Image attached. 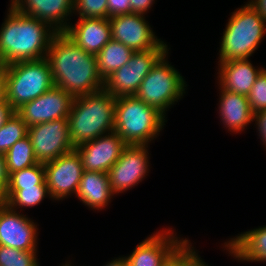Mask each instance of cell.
<instances>
[{
    "instance_id": "6da1fadb",
    "label": "cell",
    "mask_w": 266,
    "mask_h": 266,
    "mask_svg": "<svg viewBox=\"0 0 266 266\" xmlns=\"http://www.w3.org/2000/svg\"><path fill=\"white\" fill-rule=\"evenodd\" d=\"M46 59L55 86L73 97L93 94L104 89L96 56L80 48L64 32L52 38Z\"/></svg>"
},
{
    "instance_id": "7a4b0ae2",
    "label": "cell",
    "mask_w": 266,
    "mask_h": 266,
    "mask_svg": "<svg viewBox=\"0 0 266 266\" xmlns=\"http://www.w3.org/2000/svg\"><path fill=\"white\" fill-rule=\"evenodd\" d=\"M8 12L0 28V57L5 66L46 58L57 31L48 23L20 13L11 6Z\"/></svg>"
},
{
    "instance_id": "3957f363",
    "label": "cell",
    "mask_w": 266,
    "mask_h": 266,
    "mask_svg": "<svg viewBox=\"0 0 266 266\" xmlns=\"http://www.w3.org/2000/svg\"><path fill=\"white\" fill-rule=\"evenodd\" d=\"M116 100L105 89L74 97L68 115L69 136L74 148L114 131Z\"/></svg>"
},
{
    "instance_id": "277c9868",
    "label": "cell",
    "mask_w": 266,
    "mask_h": 266,
    "mask_svg": "<svg viewBox=\"0 0 266 266\" xmlns=\"http://www.w3.org/2000/svg\"><path fill=\"white\" fill-rule=\"evenodd\" d=\"M166 117L135 95L117 97L114 131L127 145H148L160 134Z\"/></svg>"
},
{
    "instance_id": "5b68a950",
    "label": "cell",
    "mask_w": 266,
    "mask_h": 266,
    "mask_svg": "<svg viewBox=\"0 0 266 266\" xmlns=\"http://www.w3.org/2000/svg\"><path fill=\"white\" fill-rule=\"evenodd\" d=\"M265 23L248 2L232 12L220 42L218 63L249 59L265 36Z\"/></svg>"
},
{
    "instance_id": "8992f818",
    "label": "cell",
    "mask_w": 266,
    "mask_h": 266,
    "mask_svg": "<svg viewBox=\"0 0 266 266\" xmlns=\"http://www.w3.org/2000/svg\"><path fill=\"white\" fill-rule=\"evenodd\" d=\"M6 101L14 111L54 86L46 58L19 61L4 67Z\"/></svg>"
},
{
    "instance_id": "52a82bcc",
    "label": "cell",
    "mask_w": 266,
    "mask_h": 266,
    "mask_svg": "<svg viewBox=\"0 0 266 266\" xmlns=\"http://www.w3.org/2000/svg\"><path fill=\"white\" fill-rule=\"evenodd\" d=\"M166 53L143 79L135 96L156 108L164 116L166 111L185 94L187 84Z\"/></svg>"
},
{
    "instance_id": "ba28073f",
    "label": "cell",
    "mask_w": 266,
    "mask_h": 266,
    "mask_svg": "<svg viewBox=\"0 0 266 266\" xmlns=\"http://www.w3.org/2000/svg\"><path fill=\"white\" fill-rule=\"evenodd\" d=\"M169 49L135 51L130 60L105 80L104 89L114 97L135 95L143 79Z\"/></svg>"
},
{
    "instance_id": "9c48e42d",
    "label": "cell",
    "mask_w": 266,
    "mask_h": 266,
    "mask_svg": "<svg viewBox=\"0 0 266 266\" xmlns=\"http://www.w3.org/2000/svg\"><path fill=\"white\" fill-rule=\"evenodd\" d=\"M45 182L52 200H63L77 193L84 168L76 149L44 163Z\"/></svg>"
},
{
    "instance_id": "30bf717a",
    "label": "cell",
    "mask_w": 266,
    "mask_h": 266,
    "mask_svg": "<svg viewBox=\"0 0 266 266\" xmlns=\"http://www.w3.org/2000/svg\"><path fill=\"white\" fill-rule=\"evenodd\" d=\"M28 136L39 163L53 161L75 149L69 136L68 118L30 126Z\"/></svg>"
},
{
    "instance_id": "8fae6325",
    "label": "cell",
    "mask_w": 266,
    "mask_h": 266,
    "mask_svg": "<svg viewBox=\"0 0 266 266\" xmlns=\"http://www.w3.org/2000/svg\"><path fill=\"white\" fill-rule=\"evenodd\" d=\"M112 40L121 42L135 51L170 49L158 39L142 14H125L109 18Z\"/></svg>"
},
{
    "instance_id": "7c38bea8",
    "label": "cell",
    "mask_w": 266,
    "mask_h": 266,
    "mask_svg": "<svg viewBox=\"0 0 266 266\" xmlns=\"http://www.w3.org/2000/svg\"><path fill=\"white\" fill-rule=\"evenodd\" d=\"M148 145H127L107 172L112 192L123 193L142 182L149 173Z\"/></svg>"
},
{
    "instance_id": "4fadbf2b",
    "label": "cell",
    "mask_w": 266,
    "mask_h": 266,
    "mask_svg": "<svg viewBox=\"0 0 266 266\" xmlns=\"http://www.w3.org/2000/svg\"><path fill=\"white\" fill-rule=\"evenodd\" d=\"M74 97L63 89L53 86L36 99L23 104L15 112L30 126L68 118Z\"/></svg>"
},
{
    "instance_id": "5bb4252c",
    "label": "cell",
    "mask_w": 266,
    "mask_h": 266,
    "mask_svg": "<svg viewBox=\"0 0 266 266\" xmlns=\"http://www.w3.org/2000/svg\"><path fill=\"white\" fill-rule=\"evenodd\" d=\"M38 228L33 220L9 208L0 205V245L22 251H37Z\"/></svg>"
},
{
    "instance_id": "9a60e30c",
    "label": "cell",
    "mask_w": 266,
    "mask_h": 266,
    "mask_svg": "<svg viewBox=\"0 0 266 266\" xmlns=\"http://www.w3.org/2000/svg\"><path fill=\"white\" fill-rule=\"evenodd\" d=\"M127 144L115 132L103 134L75 149L82 159L84 171L108 172Z\"/></svg>"
},
{
    "instance_id": "2e32d148",
    "label": "cell",
    "mask_w": 266,
    "mask_h": 266,
    "mask_svg": "<svg viewBox=\"0 0 266 266\" xmlns=\"http://www.w3.org/2000/svg\"><path fill=\"white\" fill-rule=\"evenodd\" d=\"M175 231L161 230L139 243L129 256L125 257L131 266H162L165 261L187 240L176 237ZM179 238V239H178Z\"/></svg>"
},
{
    "instance_id": "e0dca14e",
    "label": "cell",
    "mask_w": 266,
    "mask_h": 266,
    "mask_svg": "<svg viewBox=\"0 0 266 266\" xmlns=\"http://www.w3.org/2000/svg\"><path fill=\"white\" fill-rule=\"evenodd\" d=\"M10 6L48 23L57 32H64L68 28L70 22L67 21L74 14V0H11Z\"/></svg>"
},
{
    "instance_id": "ac0fdd59",
    "label": "cell",
    "mask_w": 266,
    "mask_h": 266,
    "mask_svg": "<svg viewBox=\"0 0 266 266\" xmlns=\"http://www.w3.org/2000/svg\"><path fill=\"white\" fill-rule=\"evenodd\" d=\"M64 33L84 51L96 55L111 39L109 18H82Z\"/></svg>"
},
{
    "instance_id": "d6986e66",
    "label": "cell",
    "mask_w": 266,
    "mask_h": 266,
    "mask_svg": "<svg viewBox=\"0 0 266 266\" xmlns=\"http://www.w3.org/2000/svg\"><path fill=\"white\" fill-rule=\"evenodd\" d=\"M218 68L219 87L229 92L247 96L260 72L249 59L220 62Z\"/></svg>"
},
{
    "instance_id": "ffe728a7",
    "label": "cell",
    "mask_w": 266,
    "mask_h": 266,
    "mask_svg": "<svg viewBox=\"0 0 266 266\" xmlns=\"http://www.w3.org/2000/svg\"><path fill=\"white\" fill-rule=\"evenodd\" d=\"M219 116L230 132H242L253 122V112L247 96L219 88Z\"/></svg>"
},
{
    "instance_id": "44dd1931",
    "label": "cell",
    "mask_w": 266,
    "mask_h": 266,
    "mask_svg": "<svg viewBox=\"0 0 266 266\" xmlns=\"http://www.w3.org/2000/svg\"><path fill=\"white\" fill-rule=\"evenodd\" d=\"M235 237L224 243L231 256L240 261L266 262V226Z\"/></svg>"
},
{
    "instance_id": "7402d4cb",
    "label": "cell",
    "mask_w": 266,
    "mask_h": 266,
    "mask_svg": "<svg viewBox=\"0 0 266 266\" xmlns=\"http://www.w3.org/2000/svg\"><path fill=\"white\" fill-rule=\"evenodd\" d=\"M114 193L107 172L84 171L76 197L91 209L102 210L110 203Z\"/></svg>"
},
{
    "instance_id": "603a6c76",
    "label": "cell",
    "mask_w": 266,
    "mask_h": 266,
    "mask_svg": "<svg viewBox=\"0 0 266 266\" xmlns=\"http://www.w3.org/2000/svg\"><path fill=\"white\" fill-rule=\"evenodd\" d=\"M134 51L121 42L110 40L95 56L98 71L105 81L117 69L125 65Z\"/></svg>"
},
{
    "instance_id": "cb8c5ba5",
    "label": "cell",
    "mask_w": 266,
    "mask_h": 266,
    "mask_svg": "<svg viewBox=\"0 0 266 266\" xmlns=\"http://www.w3.org/2000/svg\"><path fill=\"white\" fill-rule=\"evenodd\" d=\"M50 198L46 185H34L24 187V189H6L5 204L12 210L22 207H34L41 203L45 197Z\"/></svg>"
},
{
    "instance_id": "d4e9b609",
    "label": "cell",
    "mask_w": 266,
    "mask_h": 266,
    "mask_svg": "<svg viewBox=\"0 0 266 266\" xmlns=\"http://www.w3.org/2000/svg\"><path fill=\"white\" fill-rule=\"evenodd\" d=\"M4 156L9 175L39 163L35 157L32 142L28 135L17 141Z\"/></svg>"
},
{
    "instance_id": "484cf974",
    "label": "cell",
    "mask_w": 266,
    "mask_h": 266,
    "mask_svg": "<svg viewBox=\"0 0 266 266\" xmlns=\"http://www.w3.org/2000/svg\"><path fill=\"white\" fill-rule=\"evenodd\" d=\"M28 135V127L14 112L0 128V154H5L17 141Z\"/></svg>"
},
{
    "instance_id": "4316f807",
    "label": "cell",
    "mask_w": 266,
    "mask_h": 266,
    "mask_svg": "<svg viewBox=\"0 0 266 266\" xmlns=\"http://www.w3.org/2000/svg\"><path fill=\"white\" fill-rule=\"evenodd\" d=\"M34 185H46L43 163H37L29 168L11 173L6 189H24V187Z\"/></svg>"
},
{
    "instance_id": "83f0119b",
    "label": "cell",
    "mask_w": 266,
    "mask_h": 266,
    "mask_svg": "<svg viewBox=\"0 0 266 266\" xmlns=\"http://www.w3.org/2000/svg\"><path fill=\"white\" fill-rule=\"evenodd\" d=\"M36 252L0 245V266H39Z\"/></svg>"
},
{
    "instance_id": "f1b7e54d",
    "label": "cell",
    "mask_w": 266,
    "mask_h": 266,
    "mask_svg": "<svg viewBox=\"0 0 266 266\" xmlns=\"http://www.w3.org/2000/svg\"><path fill=\"white\" fill-rule=\"evenodd\" d=\"M108 0H74V14L82 18H107Z\"/></svg>"
},
{
    "instance_id": "f546056e",
    "label": "cell",
    "mask_w": 266,
    "mask_h": 266,
    "mask_svg": "<svg viewBox=\"0 0 266 266\" xmlns=\"http://www.w3.org/2000/svg\"><path fill=\"white\" fill-rule=\"evenodd\" d=\"M253 114L266 110V70L260 72L247 95Z\"/></svg>"
},
{
    "instance_id": "4dcf8cb0",
    "label": "cell",
    "mask_w": 266,
    "mask_h": 266,
    "mask_svg": "<svg viewBox=\"0 0 266 266\" xmlns=\"http://www.w3.org/2000/svg\"><path fill=\"white\" fill-rule=\"evenodd\" d=\"M125 14H131L130 0H108L107 18Z\"/></svg>"
},
{
    "instance_id": "1f68e13d",
    "label": "cell",
    "mask_w": 266,
    "mask_h": 266,
    "mask_svg": "<svg viewBox=\"0 0 266 266\" xmlns=\"http://www.w3.org/2000/svg\"><path fill=\"white\" fill-rule=\"evenodd\" d=\"M162 266H187V240L165 261Z\"/></svg>"
},
{
    "instance_id": "d6a6232c",
    "label": "cell",
    "mask_w": 266,
    "mask_h": 266,
    "mask_svg": "<svg viewBox=\"0 0 266 266\" xmlns=\"http://www.w3.org/2000/svg\"><path fill=\"white\" fill-rule=\"evenodd\" d=\"M9 183V173L7 170L5 156L0 154V205L6 201V188Z\"/></svg>"
},
{
    "instance_id": "836d02e7",
    "label": "cell",
    "mask_w": 266,
    "mask_h": 266,
    "mask_svg": "<svg viewBox=\"0 0 266 266\" xmlns=\"http://www.w3.org/2000/svg\"><path fill=\"white\" fill-rule=\"evenodd\" d=\"M253 121L256 123L260 139L266 147V110L253 114Z\"/></svg>"
},
{
    "instance_id": "e575fe53",
    "label": "cell",
    "mask_w": 266,
    "mask_h": 266,
    "mask_svg": "<svg viewBox=\"0 0 266 266\" xmlns=\"http://www.w3.org/2000/svg\"><path fill=\"white\" fill-rule=\"evenodd\" d=\"M155 0H130L131 13L146 15Z\"/></svg>"
},
{
    "instance_id": "d590c367",
    "label": "cell",
    "mask_w": 266,
    "mask_h": 266,
    "mask_svg": "<svg viewBox=\"0 0 266 266\" xmlns=\"http://www.w3.org/2000/svg\"><path fill=\"white\" fill-rule=\"evenodd\" d=\"M187 240V266H208L192 247V243Z\"/></svg>"
},
{
    "instance_id": "8d00e7d4",
    "label": "cell",
    "mask_w": 266,
    "mask_h": 266,
    "mask_svg": "<svg viewBox=\"0 0 266 266\" xmlns=\"http://www.w3.org/2000/svg\"><path fill=\"white\" fill-rule=\"evenodd\" d=\"M15 111L9 105L7 101L0 103V128L5 124V122L13 115Z\"/></svg>"
},
{
    "instance_id": "74e56055",
    "label": "cell",
    "mask_w": 266,
    "mask_h": 266,
    "mask_svg": "<svg viewBox=\"0 0 266 266\" xmlns=\"http://www.w3.org/2000/svg\"><path fill=\"white\" fill-rule=\"evenodd\" d=\"M248 4L251 5L266 21V0H250Z\"/></svg>"
},
{
    "instance_id": "f35d334b",
    "label": "cell",
    "mask_w": 266,
    "mask_h": 266,
    "mask_svg": "<svg viewBox=\"0 0 266 266\" xmlns=\"http://www.w3.org/2000/svg\"><path fill=\"white\" fill-rule=\"evenodd\" d=\"M6 101V90H5V79L4 75L0 76V103H4Z\"/></svg>"
},
{
    "instance_id": "ab89813d",
    "label": "cell",
    "mask_w": 266,
    "mask_h": 266,
    "mask_svg": "<svg viewBox=\"0 0 266 266\" xmlns=\"http://www.w3.org/2000/svg\"><path fill=\"white\" fill-rule=\"evenodd\" d=\"M105 266H124V257L115 258Z\"/></svg>"
},
{
    "instance_id": "60d3db41",
    "label": "cell",
    "mask_w": 266,
    "mask_h": 266,
    "mask_svg": "<svg viewBox=\"0 0 266 266\" xmlns=\"http://www.w3.org/2000/svg\"><path fill=\"white\" fill-rule=\"evenodd\" d=\"M4 67H5V64L3 63L1 57H0V76L3 74L4 72Z\"/></svg>"
},
{
    "instance_id": "b9f144b4",
    "label": "cell",
    "mask_w": 266,
    "mask_h": 266,
    "mask_svg": "<svg viewBox=\"0 0 266 266\" xmlns=\"http://www.w3.org/2000/svg\"><path fill=\"white\" fill-rule=\"evenodd\" d=\"M124 266H131L125 259V256H124Z\"/></svg>"
},
{
    "instance_id": "7bdbcfd3",
    "label": "cell",
    "mask_w": 266,
    "mask_h": 266,
    "mask_svg": "<svg viewBox=\"0 0 266 266\" xmlns=\"http://www.w3.org/2000/svg\"><path fill=\"white\" fill-rule=\"evenodd\" d=\"M70 262H66L65 264H63L62 266H72Z\"/></svg>"
}]
</instances>
